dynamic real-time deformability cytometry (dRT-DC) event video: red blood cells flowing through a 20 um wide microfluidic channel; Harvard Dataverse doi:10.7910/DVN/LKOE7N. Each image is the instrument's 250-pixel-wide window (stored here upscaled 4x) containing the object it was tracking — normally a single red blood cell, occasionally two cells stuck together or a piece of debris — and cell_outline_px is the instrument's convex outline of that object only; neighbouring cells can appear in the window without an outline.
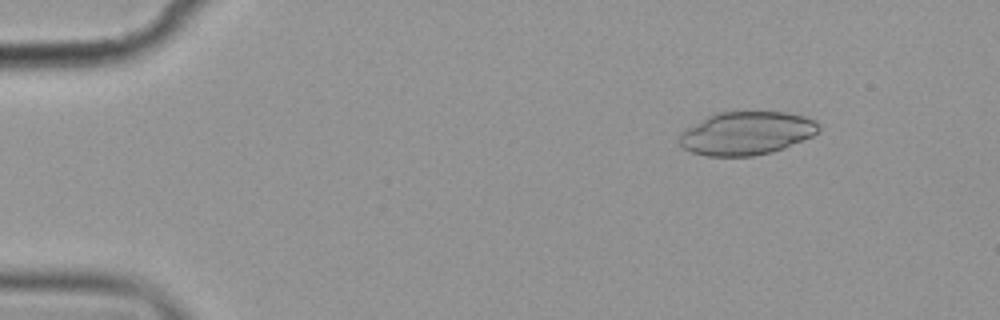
{"species": "common noctule bat (a hibernating species)", "species_latin": "Nyctalus noctula", "temperature_condition": "cold", "stored_images_in_passage": 5, "camera_frame_rate_fps": 3000, "um_per_image_px": 0.085, "animal": {"sex": "female", "body_mass_g": 19.9}, "frame": {"image": 1, "passage_image": 2, "time_ms": 1.333, "image_size_px": [1000, 320], "cell_outline_px": [[820, 128], [812, 136], [784, 148], [772, 152], [752, 156], [708, 156], [692, 152], [684, 148], [680, 144], [680, 132], [684, 128], [716, 112], [788, 112], [804, 116], [816, 120], [820, 124]], "centroid_in_image_um": [63.45, 11.32], "position_along_channel_um": 21.5, "area_um2": 35.2}}